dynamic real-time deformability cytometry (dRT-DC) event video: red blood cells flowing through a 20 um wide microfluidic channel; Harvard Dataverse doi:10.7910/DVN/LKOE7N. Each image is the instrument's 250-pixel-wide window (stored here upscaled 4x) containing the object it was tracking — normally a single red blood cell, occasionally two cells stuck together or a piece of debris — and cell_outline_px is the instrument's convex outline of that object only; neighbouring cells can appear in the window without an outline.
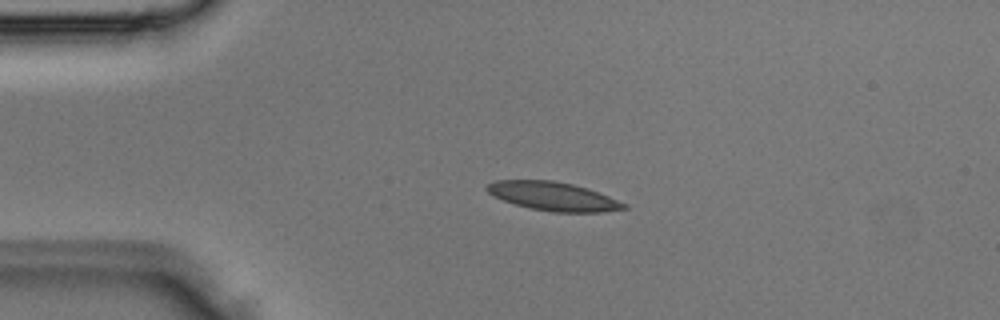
{"species": "Egyptian fruit bat (a non-hibernating species)", "species_latin": "Rousettus aegyptiacus", "temperature_condition": "room temperature", "stored_images_in_passage": 3, "camera_frame_rate_fps": 3000, "um_per_image_px": 0.085, "animal": {"sex": "male"}, "frame": {"image": 1, "passage_image": 2, "time_ms": 0.333, "image_size_px": [1000, 320], "cell_outline_px": [[628, 208], [604, 212], [556, 212], [532, 208], [516, 204], [504, 200], [488, 192], [484, 188], [488, 184], [496, 180], [552, 180], [572, 184], [588, 188], [628, 204]], "centroid_in_image_um": [47.06, 16.68], "position_along_channel_um": 37.9, "area_um2": 22.66}}